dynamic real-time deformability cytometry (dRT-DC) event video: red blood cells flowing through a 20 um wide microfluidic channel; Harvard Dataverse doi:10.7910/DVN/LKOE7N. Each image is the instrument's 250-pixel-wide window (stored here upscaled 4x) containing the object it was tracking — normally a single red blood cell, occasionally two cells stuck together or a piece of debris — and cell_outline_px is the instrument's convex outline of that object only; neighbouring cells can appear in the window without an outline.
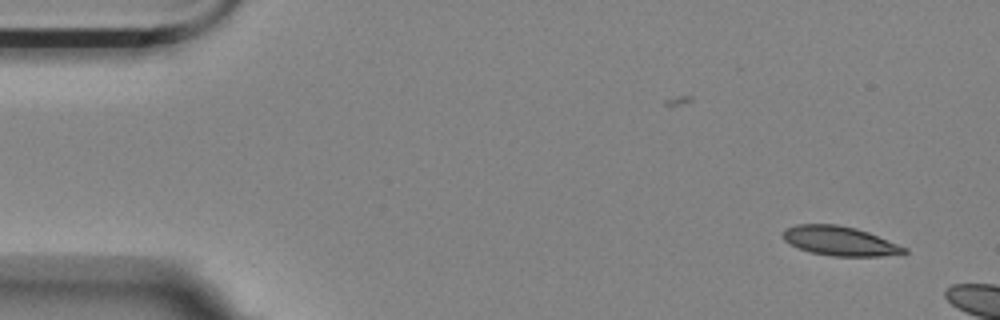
{"species": "Egyptian fruit bat (a non-hibernating species)", "species_latin": "Rousettus aegyptiacus", "temperature_condition": "room temperature", "stored_images_in_passage": 2, "camera_frame_rate_fps": 3000, "um_per_image_px": 0.085, "animal": {"sex": "female"}, "frame": {"image": 1, "passage_image": 1, "time_ms": 0.0, "image_size_px": [1000, 320], "cell_outline_px": [[908, 252], [904, 256], [832, 256], [812, 252], [800, 248], [784, 240], [784, 228], [796, 224], [836, 224], [856, 228], [868, 232], [908, 248]], "centroid_in_image_um": [71.47, 20.49], "position_along_channel_um": 13.5, "area_um2": 20.81}}